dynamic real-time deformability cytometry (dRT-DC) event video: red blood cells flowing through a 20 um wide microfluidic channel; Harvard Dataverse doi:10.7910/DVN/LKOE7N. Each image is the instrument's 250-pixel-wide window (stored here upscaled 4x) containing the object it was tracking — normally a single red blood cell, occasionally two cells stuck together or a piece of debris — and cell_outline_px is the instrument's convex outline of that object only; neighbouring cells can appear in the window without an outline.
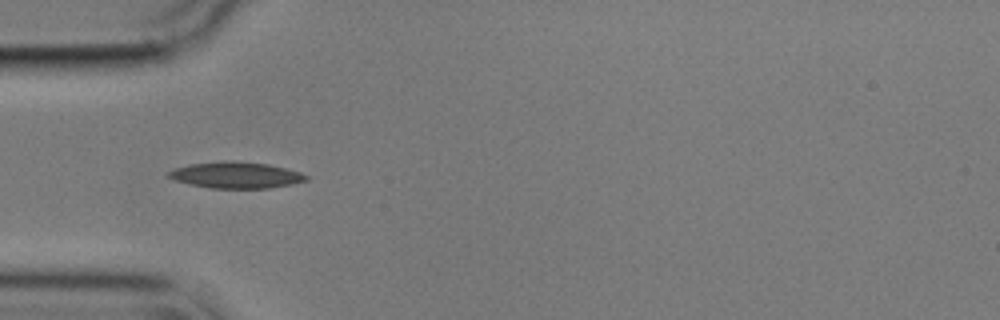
{"species": "common noctule bat (a hibernating species)", "species_latin": "Nyctalus noctula", "temperature_condition": "cold", "stored_images_in_passage": 11, "camera_frame_rate_fps": 3000, "um_per_image_px": 0.085, "animal": {"sex": "male", "body_mass_g": 17.9}, "frame": {"image": 1, "passage_image": 4, "time_ms": 1.0, "image_size_px": [1000, 320], "cell_outline_px": [[308, 180], [292, 184], [268, 188], [208, 188], [176, 180], [168, 176], [168, 172], [176, 168], [192, 164], [232, 160], [268, 164], [288, 168], [300, 172], [308, 176]], "centroid_in_image_um": [20.12, 14.88], "position_along_channel_um": 64.9, "area_um2": 20.87}}